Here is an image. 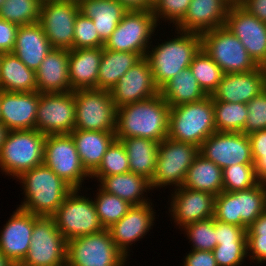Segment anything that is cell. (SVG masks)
<instances>
[{
  "label": "cell",
  "instance_id": "44dd1931",
  "mask_svg": "<svg viewBox=\"0 0 266 266\" xmlns=\"http://www.w3.org/2000/svg\"><path fill=\"white\" fill-rule=\"evenodd\" d=\"M117 108L151 98L159 94L149 60L143 57L131 67L110 90Z\"/></svg>",
  "mask_w": 266,
  "mask_h": 266
},
{
  "label": "cell",
  "instance_id": "d6986e66",
  "mask_svg": "<svg viewBox=\"0 0 266 266\" xmlns=\"http://www.w3.org/2000/svg\"><path fill=\"white\" fill-rule=\"evenodd\" d=\"M172 191L168 200L170 221L174 226L182 229L184 226L196 221L214 217L215 195L206 191L179 187ZM171 201V202H170Z\"/></svg>",
  "mask_w": 266,
  "mask_h": 266
},
{
  "label": "cell",
  "instance_id": "e7e4bbea",
  "mask_svg": "<svg viewBox=\"0 0 266 266\" xmlns=\"http://www.w3.org/2000/svg\"><path fill=\"white\" fill-rule=\"evenodd\" d=\"M5 0H0V8L2 7Z\"/></svg>",
  "mask_w": 266,
  "mask_h": 266
},
{
  "label": "cell",
  "instance_id": "60d3db41",
  "mask_svg": "<svg viewBox=\"0 0 266 266\" xmlns=\"http://www.w3.org/2000/svg\"><path fill=\"white\" fill-rule=\"evenodd\" d=\"M130 172L126 149L121 141L115 139L107 148L102 162L91 175V179L99 180L101 177Z\"/></svg>",
  "mask_w": 266,
  "mask_h": 266
},
{
  "label": "cell",
  "instance_id": "52a82bcc",
  "mask_svg": "<svg viewBox=\"0 0 266 266\" xmlns=\"http://www.w3.org/2000/svg\"><path fill=\"white\" fill-rule=\"evenodd\" d=\"M81 191L73 189L52 215L58 230L67 241L104 230L92 197Z\"/></svg>",
  "mask_w": 266,
  "mask_h": 266
},
{
  "label": "cell",
  "instance_id": "7a4b0ae2",
  "mask_svg": "<svg viewBox=\"0 0 266 266\" xmlns=\"http://www.w3.org/2000/svg\"><path fill=\"white\" fill-rule=\"evenodd\" d=\"M22 186L18 207L37 216H52L73 188L44 164L16 178Z\"/></svg>",
  "mask_w": 266,
  "mask_h": 266
},
{
  "label": "cell",
  "instance_id": "c3c4849f",
  "mask_svg": "<svg viewBox=\"0 0 266 266\" xmlns=\"http://www.w3.org/2000/svg\"><path fill=\"white\" fill-rule=\"evenodd\" d=\"M248 115L244 126L247 135L266 129V89L247 103Z\"/></svg>",
  "mask_w": 266,
  "mask_h": 266
},
{
  "label": "cell",
  "instance_id": "6125c7cd",
  "mask_svg": "<svg viewBox=\"0 0 266 266\" xmlns=\"http://www.w3.org/2000/svg\"><path fill=\"white\" fill-rule=\"evenodd\" d=\"M229 8L234 4L230 0H222Z\"/></svg>",
  "mask_w": 266,
  "mask_h": 266
},
{
  "label": "cell",
  "instance_id": "11a10c76",
  "mask_svg": "<svg viewBox=\"0 0 266 266\" xmlns=\"http://www.w3.org/2000/svg\"><path fill=\"white\" fill-rule=\"evenodd\" d=\"M252 152H266V129L248 135Z\"/></svg>",
  "mask_w": 266,
  "mask_h": 266
},
{
  "label": "cell",
  "instance_id": "4fadbf2b",
  "mask_svg": "<svg viewBox=\"0 0 266 266\" xmlns=\"http://www.w3.org/2000/svg\"><path fill=\"white\" fill-rule=\"evenodd\" d=\"M201 48L224 74L248 72L259 67L242 42L225 26L203 33Z\"/></svg>",
  "mask_w": 266,
  "mask_h": 266
},
{
  "label": "cell",
  "instance_id": "3957f363",
  "mask_svg": "<svg viewBox=\"0 0 266 266\" xmlns=\"http://www.w3.org/2000/svg\"><path fill=\"white\" fill-rule=\"evenodd\" d=\"M176 35L156 45L149 46L146 58L149 60L153 79L160 89L171 78L190 67L194 56L201 49V35L174 30Z\"/></svg>",
  "mask_w": 266,
  "mask_h": 266
},
{
  "label": "cell",
  "instance_id": "5bb4252c",
  "mask_svg": "<svg viewBox=\"0 0 266 266\" xmlns=\"http://www.w3.org/2000/svg\"><path fill=\"white\" fill-rule=\"evenodd\" d=\"M43 164L73 189H84L85 180L91 178L81 164L70 134L46 135Z\"/></svg>",
  "mask_w": 266,
  "mask_h": 266
},
{
  "label": "cell",
  "instance_id": "484cf974",
  "mask_svg": "<svg viewBox=\"0 0 266 266\" xmlns=\"http://www.w3.org/2000/svg\"><path fill=\"white\" fill-rule=\"evenodd\" d=\"M39 93L73 91L69 81V50L52 49L35 71Z\"/></svg>",
  "mask_w": 266,
  "mask_h": 266
},
{
  "label": "cell",
  "instance_id": "7c38bea8",
  "mask_svg": "<svg viewBox=\"0 0 266 266\" xmlns=\"http://www.w3.org/2000/svg\"><path fill=\"white\" fill-rule=\"evenodd\" d=\"M76 119L74 130L115 132L117 107L109 90H74Z\"/></svg>",
  "mask_w": 266,
  "mask_h": 266
},
{
  "label": "cell",
  "instance_id": "681fc988",
  "mask_svg": "<svg viewBox=\"0 0 266 266\" xmlns=\"http://www.w3.org/2000/svg\"><path fill=\"white\" fill-rule=\"evenodd\" d=\"M247 230L233 224L216 220V240L218 243H247Z\"/></svg>",
  "mask_w": 266,
  "mask_h": 266
},
{
  "label": "cell",
  "instance_id": "74e56055",
  "mask_svg": "<svg viewBox=\"0 0 266 266\" xmlns=\"http://www.w3.org/2000/svg\"><path fill=\"white\" fill-rule=\"evenodd\" d=\"M189 68L207 96L213 94L224 75L222 69L202 48L194 56Z\"/></svg>",
  "mask_w": 266,
  "mask_h": 266
},
{
  "label": "cell",
  "instance_id": "bcb514c9",
  "mask_svg": "<svg viewBox=\"0 0 266 266\" xmlns=\"http://www.w3.org/2000/svg\"><path fill=\"white\" fill-rule=\"evenodd\" d=\"M104 44L93 21L79 12L74 25L73 49L100 48L104 47Z\"/></svg>",
  "mask_w": 266,
  "mask_h": 266
},
{
  "label": "cell",
  "instance_id": "8fae6325",
  "mask_svg": "<svg viewBox=\"0 0 266 266\" xmlns=\"http://www.w3.org/2000/svg\"><path fill=\"white\" fill-rule=\"evenodd\" d=\"M67 240L52 216L35 215L28 253L19 266H65Z\"/></svg>",
  "mask_w": 266,
  "mask_h": 266
},
{
  "label": "cell",
  "instance_id": "9a60e30c",
  "mask_svg": "<svg viewBox=\"0 0 266 266\" xmlns=\"http://www.w3.org/2000/svg\"><path fill=\"white\" fill-rule=\"evenodd\" d=\"M78 13L77 3L42 0L38 23L53 49H73L74 25Z\"/></svg>",
  "mask_w": 266,
  "mask_h": 266
},
{
  "label": "cell",
  "instance_id": "f1b7e54d",
  "mask_svg": "<svg viewBox=\"0 0 266 266\" xmlns=\"http://www.w3.org/2000/svg\"><path fill=\"white\" fill-rule=\"evenodd\" d=\"M98 185L103 191L118 196L128 201L131 205H143L152 202L148 197L151 182L146 177L127 172L106 177H101ZM147 196H145V195Z\"/></svg>",
  "mask_w": 266,
  "mask_h": 266
},
{
  "label": "cell",
  "instance_id": "816d5d0a",
  "mask_svg": "<svg viewBox=\"0 0 266 266\" xmlns=\"http://www.w3.org/2000/svg\"><path fill=\"white\" fill-rule=\"evenodd\" d=\"M183 257L182 266H218L212 251L190 250Z\"/></svg>",
  "mask_w": 266,
  "mask_h": 266
},
{
  "label": "cell",
  "instance_id": "f546056e",
  "mask_svg": "<svg viewBox=\"0 0 266 266\" xmlns=\"http://www.w3.org/2000/svg\"><path fill=\"white\" fill-rule=\"evenodd\" d=\"M72 136L83 168L91 176L102 162L107 148L116 139L115 132L73 130Z\"/></svg>",
  "mask_w": 266,
  "mask_h": 266
},
{
  "label": "cell",
  "instance_id": "ffe728a7",
  "mask_svg": "<svg viewBox=\"0 0 266 266\" xmlns=\"http://www.w3.org/2000/svg\"><path fill=\"white\" fill-rule=\"evenodd\" d=\"M152 205V202L133 205L118 222L108 228L114 244L127 258L131 255L132 244L146 238L144 236L155 224L156 211Z\"/></svg>",
  "mask_w": 266,
  "mask_h": 266
},
{
  "label": "cell",
  "instance_id": "f907efd6",
  "mask_svg": "<svg viewBox=\"0 0 266 266\" xmlns=\"http://www.w3.org/2000/svg\"><path fill=\"white\" fill-rule=\"evenodd\" d=\"M19 26L0 18V52H13Z\"/></svg>",
  "mask_w": 266,
  "mask_h": 266
},
{
  "label": "cell",
  "instance_id": "e575fe53",
  "mask_svg": "<svg viewBox=\"0 0 266 266\" xmlns=\"http://www.w3.org/2000/svg\"><path fill=\"white\" fill-rule=\"evenodd\" d=\"M183 187L217 196L223 191L222 169L199 153L188 169Z\"/></svg>",
  "mask_w": 266,
  "mask_h": 266
},
{
  "label": "cell",
  "instance_id": "680465c9",
  "mask_svg": "<svg viewBox=\"0 0 266 266\" xmlns=\"http://www.w3.org/2000/svg\"><path fill=\"white\" fill-rule=\"evenodd\" d=\"M0 266H16L6 255L0 251Z\"/></svg>",
  "mask_w": 266,
  "mask_h": 266
},
{
  "label": "cell",
  "instance_id": "cb8c5ba5",
  "mask_svg": "<svg viewBox=\"0 0 266 266\" xmlns=\"http://www.w3.org/2000/svg\"><path fill=\"white\" fill-rule=\"evenodd\" d=\"M41 93L0 90L1 123L9 130L36 129L37 107Z\"/></svg>",
  "mask_w": 266,
  "mask_h": 266
},
{
  "label": "cell",
  "instance_id": "ee69618b",
  "mask_svg": "<svg viewBox=\"0 0 266 266\" xmlns=\"http://www.w3.org/2000/svg\"><path fill=\"white\" fill-rule=\"evenodd\" d=\"M223 191L235 192L256 186L254 164H234L222 169Z\"/></svg>",
  "mask_w": 266,
  "mask_h": 266
},
{
  "label": "cell",
  "instance_id": "e0dca14e",
  "mask_svg": "<svg viewBox=\"0 0 266 266\" xmlns=\"http://www.w3.org/2000/svg\"><path fill=\"white\" fill-rule=\"evenodd\" d=\"M199 153L221 169L234 164H254L249 136L242 132L216 131L202 143Z\"/></svg>",
  "mask_w": 266,
  "mask_h": 266
},
{
  "label": "cell",
  "instance_id": "d590c367",
  "mask_svg": "<svg viewBox=\"0 0 266 266\" xmlns=\"http://www.w3.org/2000/svg\"><path fill=\"white\" fill-rule=\"evenodd\" d=\"M159 93L170 107L198 102L207 97L190 68L171 78L159 89Z\"/></svg>",
  "mask_w": 266,
  "mask_h": 266
},
{
  "label": "cell",
  "instance_id": "ab89813d",
  "mask_svg": "<svg viewBox=\"0 0 266 266\" xmlns=\"http://www.w3.org/2000/svg\"><path fill=\"white\" fill-rule=\"evenodd\" d=\"M42 0H5L0 18L18 26L38 23Z\"/></svg>",
  "mask_w": 266,
  "mask_h": 266
},
{
  "label": "cell",
  "instance_id": "603a6c76",
  "mask_svg": "<svg viewBox=\"0 0 266 266\" xmlns=\"http://www.w3.org/2000/svg\"><path fill=\"white\" fill-rule=\"evenodd\" d=\"M34 222L35 215L17 207L0 230V251L15 265L28 253Z\"/></svg>",
  "mask_w": 266,
  "mask_h": 266
},
{
  "label": "cell",
  "instance_id": "5b68a950",
  "mask_svg": "<svg viewBox=\"0 0 266 266\" xmlns=\"http://www.w3.org/2000/svg\"><path fill=\"white\" fill-rule=\"evenodd\" d=\"M46 135L36 129L9 131L0 150V172L13 179L43 164Z\"/></svg>",
  "mask_w": 266,
  "mask_h": 266
},
{
  "label": "cell",
  "instance_id": "30bf717a",
  "mask_svg": "<svg viewBox=\"0 0 266 266\" xmlns=\"http://www.w3.org/2000/svg\"><path fill=\"white\" fill-rule=\"evenodd\" d=\"M108 229L67 241V266H126Z\"/></svg>",
  "mask_w": 266,
  "mask_h": 266
},
{
  "label": "cell",
  "instance_id": "2e32d148",
  "mask_svg": "<svg viewBox=\"0 0 266 266\" xmlns=\"http://www.w3.org/2000/svg\"><path fill=\"white\" fill-rule=\"evenodd\" d=\"M74 92L41 93L37 107L36 130L45 135L70 134L75 128Z\"/></svg>",
  "mask_w": 266,
  "mask_h": 266
},
{
  "label": "cell",
  "instance_id": "6f0895ef",
  "mask_svg": "<svg viewBox=\"0 0 266 266\" xmlns=\"http://www.w3.org/2000/svg\"><path fill=\"white\" fill-rule=\"evenodd\" d=\"M8 132H9V130L0 122V150H1L2 145L6 139Z\"/></svg>",
  "mask_w": 266,
  "mask_h": 266
},
{
  "label": "cell",
  "instance_id": "7dc6e473",
  "mask_svg": "<svg viewBox=\"0 0 266 266\" xmlns=\"http://www.w3.org/2000/svg\"><path fill=\"white\" fill-rule=\"evenodd\" d=\"M212 252L218 266H242L248 260L247 243H218Z\"/></svg>",
  "mask_w": 266,
  "mask_h": 266
},
{
  "label": "cell",
  "instance_id": "ac0fdd59",
  "mask_svg": "<svg viewBox=\"0 0 266 266\" xmlns=\"http://www.w3.org/2000/svg\"><path fill=\"white\" fill-rule=\"evenodd\" d=\"M225 27L244 45L258 66L266 67V23L248 13L240 5L229 8Z\"/></svg>",
  "mask_w": 266,
  "mask_h": 266
},
{
  "label": "cell",
  "instance_id": "1f68e13d",
  "mask_svg": "<svg viewBox=\"0 0 266 266\" xmlns=\"http://www.w3.org/2000/svg\"><path fill=\"white\" fill-rule=\"evenodd\" d=\"M0 90L7 92L37 91L36 74L13 53H1Z\"/></svg>",
  "mask_w": 266,
  "mask_h": 266
},
{
  "label": "cell",
  "instance_id": "94428289",
  "mask_svg": "<svg viewBox=\"0 0 266 266\" xmlns=\"http://www.w3.org/2000/svg\"><path fill=\"white\" fill-rule=\"evenodd\" d=\"M234 5H240L244 0H230Z\"/></svg>",
  "mask_w": 266,
  "mask_h": 266
},
{
  "label": "cell",
  "instance_id": "d6a6232c",
  "mask_svg": "<svg viewBox=\"0 0 266 266\" xmlns=\"http://www.w3.org/2000/svg\"><path fill=\"white\" fill-rule=\"evenodd\" d=\"M120 141L127 152L130 172L151 181L156 169L159 142L140 137L124 138Z\"/></svg>",
  "mask_w": 266,
  "mask_h": 266
},
{
  "label": "cell",
  "instance_id": "f35d334b",
  "mask_svg": "<svg viewBox=\"0 0 266 266\" xmlns=\"http://www.w3.org/2000/svg\"><path fill=\"white\" fill-rule=\"evenodd\" d=\"M98 191V192H97ZM93 198L101 225L108 229L118 222L133 206L116 195L103 191L99 186Z\"/></svg>",
  "mask_w": 266,
  "mask_h": 266
},
{
  "label": "cell",
  "instance_id": "db71d44e",
  "mask_svg": "<svg viewBox=\"0 0 266 266\" xmlns=\"http://www.w3.org/2000/svg\"><path fill=\"white\" fill-rule=\"evenodd\" d=\"M256 179L266 184V152H252Z\"/></svg>",
  "mask_w": 266,
  "mask_h": 266
},
{
  "label": "cell",
  "instance_id": "7bdbcfd3",
  "mask_svg": "<svg viewBox=\"0 0 266 266\" xmlns=\"http://www.w3.org/2000/svg\"><path fill=\"white\" fill-rule=\"evenodd\" d=\"M246 238L250 263L256 265L266 263V211L248 227Z\"/></svg>",
  "mask_w": 266,
  "mask_h": 266
},
{
  "label": "cell",
  "instance_id": "83f0119b",
  "mask_svg": "<svg viewBox=\"0 0 266 266\" xmlns=\"http://www.w3.org/2000/svg\"><path fill=\"white\" fill-rule=\"evenodd\" d=\"M103 47L69 50V81L72 90L97 89Z\"/></svg>",
  "mask_w": 266,
  "mask_h": 266
},
{
  "label": "cell",
  "instance_id": "f5cc1de1",
  "mask_svg": "<svg viewBox=\"0 0 266 266\" xmlns=\"http://www.w3.org/2000/svg\"><path fill=\"white\" fill-rule=\"evenodd\" d=\"M240 6L266 23V0H244Z\"/></svg>",
  "mask_w": 266,
  "mask_h": 266
},
{
  "label": "cell",
  "instance_id": "8d00e7d4",
  "mask_svg": "<svg viewBox=\"0 0 266 266\" xmlns=\"http://www.w3.org/2000/svg\"><path fill=\"white\" fill-rule=\"evenodd\" d=\"M214 122L218 132H243L248 115L246 103L213 101Z\"/></svg>",
  "mask_w": 266,
  "mask_h": 266
},
{
  "label": "cell",
  "instance_id": "be15d7a7",
  "mask_svg": "<svg viewBox=\"0 0 266 266\" xmlns=\"http://www.w3.org/2000/svg\"><path fill=\"white\" fill-rule=\"evenodd\" d=\"M152 6L155 5V3L158 1V0H147Z\"/></svg>",
  "mask_w": 266,
  "mask_h": 266
},
{
  "label": "cell",
  "instance_id": "ba28073f",
  "mask_svg": "<svg viewBox=\"0 0 266 266\" xmlns=\"http://www.w3.org/2000/svg\"><path fill=\"white\" fill-rule=\"evenodd\" d=\"M199 154V147L166 138L159 143L156 169L151 188L159 190L170 186L172 190L183 186L189 167Z\"/></svg>",
  "mask_w": 266,
  "mask_h": 266
},
{
  "label": "cell",
  "instance_id": "d4e9b609",
  "mask_svg": "<svg viewBox=\"0 0 266 266\" xmlns=\"http://www.w3.org/2000/svg\"><path fill=\"white\" fill-rule=\"evenodd\" d=\"M228 10L222 0H191L186 15L174 29L202 35L225 26Z\"/></svg>",
  "mask_w": 266,
  "mask_h": 266
},
{
  "label": "cell",
  "instance_id": "f6af8a7d",
  "mask_svg": "<svg viewBox=\"0 0 266 266\" xmlns=\"http://www.w3.org/2000/svg\"><path fill=\"white\" fill-rule=\"evenodd\" d=\"M191 0H158L152 8L158 26L162 21L176 27L186 15Z\"/></svg>",
  "mask_w": 266,
  "mask_h": 266
},
{
  "label": "cell",
  "instance_id": "9f6ffc18",
  "mask_svg": "<svg viewBox=\"0 0 266 266\" xmlns=\"http://www.w3.org/2000/svg\"><path fill=\"white\" fill-rule=\"evenodd\" d=\"M128 11L130 10H152L153 6L147 0H117Z\"/></svg>",
  "mask_w": 266,
  "mask_h": 266
},
{
  "label": "cell",
  "instance_id": "836d02e7",
  "mask_svg": "<svg viewBox=\"0 0 266 266\" xmlns=\"http://www.w3.org/2000/svg\"><path fill=\"white\" fill-rule=\"evenodd\" d=\"M143 57L132 52L105 49L100 61L97 89L111 90L122 77Z\"/></svg>",
  "mask_w": 266,
  "mask_h": 266
},
{
  "label": "cell",
  "instance_id": "4316f807",
  "mask_svg": "<svg viewBox=\"0 0 266 266\" xmlns=\"http://www.w3.org/2000/svg\"><path fill=\"white\" fill-rule=\"evenodd\" d=\"M52 49L39 23L19 26L13 53L29 69L36 71Z\"/></svg>",
  "mask_w": 266,
  "mask_h": 266
},
{
  "label": "cell",
  "instance_id": "277c9868",
  "mask_svg": "<svg viewBox=\"0 0 266 266\" xmlns=\"http://www.w3.org/2000/svg\"><path fill=\"white\" fill-rule=\"evenodd\" d=\"M216 132L211 96L201 101L170 107L168 138L201 147Z\"/></svg>",
  "mask_w": 266,
  "mask_h": 266
},
{
  "label": "cell",
  "instance_id": "9c48e42d",
  "mask_svg": "<svg viewBox=\"0 0 266 266\" xmlns=\"http://www.w3.org/2000/svg\"><path fill=\"white\" fill-rule=\"evenodd\" d=\"M158 24L152 10H130L128 11L110 38L105 42L104 48L121 52H132L146 57L149 46L153 43L151 37Z\"/></svg>",
  "mask_w": 266,
  "mask_h": 266
},
{
  "label": "cell",
  "instance_id": "4dcf8cb0",
  "mask_svg": "<svg viewBox=\"0 0 266 266\" xmlns=\"http://www.w3.org/2000/svg\"><path fill=\"white\" fill-rule=\"evenodd\" d=\"M78 5L79 12L93 21L96 31L104 43L128 12L117 0H84Z\"/></svg>",
  "mask_w": 266,
  "mask_h": 266
},
{
  "label": "cell",
  "instance_id": "b9f144b4",
  "mask_svg": "<svg viewBox=\"0 0 266 266\" xmlns=\"http://www.w3.org/2000/svg\"><path fill=\"white\" fill-rule=\"evenodd\" d=\"M181 230L191 242V250L213 251L217 245L214 217L188 224Z\"/></svg>",
  "mask_w": 266,
  "mask_h": 266
},
{
  "label": "cell",
  "instance_id": "91938a15",
  "mask_svg": "<svg viewBox=\"0 0 266 266\" xmlns=\"http://www.w3.org/2000/svg\"><path fill=\"white\" fill-rule=\"evenodd\" d=\"M58 1H66V2H73V3L79 4L80 2H82L84 0H58Z\"/></svg>",
  "mask_w": 266,
  "mask_h": 266
},
{
  "label": "cell",
  "instance_id": "6da1fadb",
  "mask_svg": "<svg viewBox=\"0 0 266 266\" xmlns=\"http://www.w3.org/2000/svg\"><path fill=\"white\" fill-rule=\"evenodd\" d=\"M170 106L160 93L117 108V140L140 137L161 142L168 136Z\"/></svg>",
  "mask_w": 266,
  "mask_h": 266
},
{
  "label": "cell",
  "instance_id": "8992f818",
  "mask_svg": "<svg viewBox=\"0 0 266 266\" xmlns=\"http://www.w3.org/2000/svg\"><path fill=\"white\" fill-rule=\"evenodd\" d=\"M266 211V184L235 192L222 191L215 197L214 219L248 227Z\"/></svg>",
  "mask_w": 266,
  "mask_h": 266
},
{
  "label": "cell",
  "instance_id": "7402d4cb",
  "mask_svg": "<svg viewBox=\"0 0 266 266\" xmlns=\"http://www.w3.org/2000/svg\"><path fill=\"white\" fill-rule=\"evenodd\" d=\"M266 89V67L241 73H227L211 95L213 101L248 103Z\"/></svg>",
  "mask_w": 266,
  "mask_h": 266
}]
</instances>
